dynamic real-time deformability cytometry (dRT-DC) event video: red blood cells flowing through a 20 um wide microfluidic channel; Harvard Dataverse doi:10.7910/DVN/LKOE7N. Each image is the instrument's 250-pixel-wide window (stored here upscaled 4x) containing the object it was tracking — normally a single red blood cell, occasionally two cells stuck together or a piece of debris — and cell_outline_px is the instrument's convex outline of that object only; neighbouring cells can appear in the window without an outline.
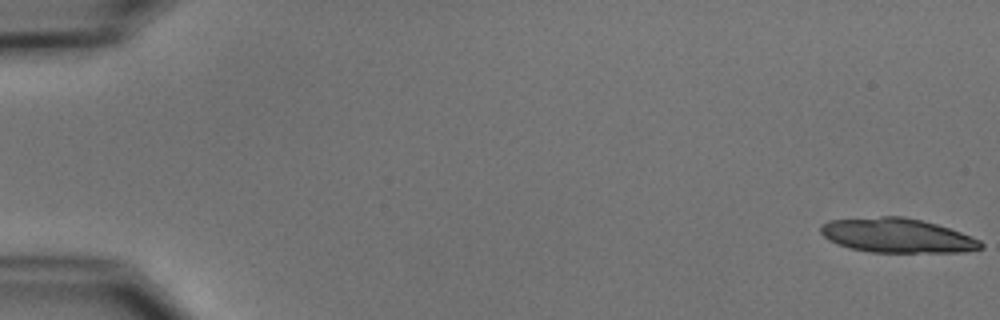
{"species": "common noctule bat (a hibernating species)", "species_latin": "Nyctalus noctula", "temperature_condition": "cold", "stored_images_in_passage": 23, "camera_frame_rate_fps": 3000, "um_per_image_px": 0.085, "animal": {"sex": "male", "body_mass_g": 15.6}, "frame": {"image": 1, "passage_image": 1, "time_ms": 0.0, "image_size_px": [1000, 320], "cell_outline_px": [[984, 248], [964, 252], [868, 252], [848, 248], [836, 244], [828, 240], [820, 232], [820, 224], [828, 220], [880, 216], [904, 216], [936, 224], [960, 232], [980, 240], [984, 244]], "centroid_in_image_um": [76.22, 20.02], "position_along_channel_um": 8.8, "area_um2": 32.31}}